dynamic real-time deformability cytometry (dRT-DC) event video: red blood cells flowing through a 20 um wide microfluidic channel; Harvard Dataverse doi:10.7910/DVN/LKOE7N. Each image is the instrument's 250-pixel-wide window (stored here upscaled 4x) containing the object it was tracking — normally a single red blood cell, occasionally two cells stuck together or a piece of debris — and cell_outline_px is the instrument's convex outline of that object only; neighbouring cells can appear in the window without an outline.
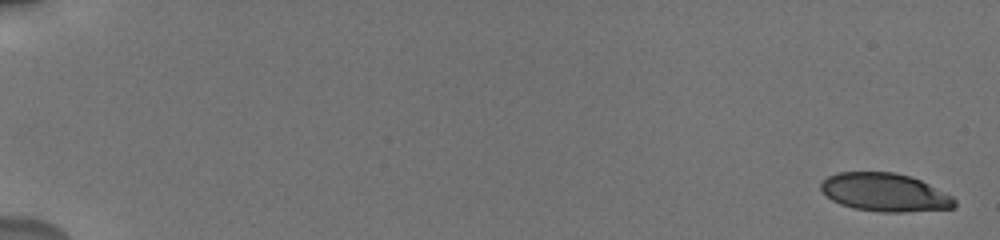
{"species": "human", "species_latin": "Homo sapiens", "temperature_condition": "cold", "stored_images_in_passage": 35, "camera_frame_rate_fps": 3000, "um_per_image_px": 0.085, "donor": {"sex": "male"}, "frame": {"image": 1, "passage_image": 1, "time_ms": 0.0, "image_size_px": [1000, 240], "cell_outline_px": [[956, 208], [904, 212], [880, 212], [852, 208], [840, 204], [832, 200], [820, 188], [820, 184], [828, 176], [836, 172], [896, 172], [912, 176], [952, 196], [956, 200]], "centroid_in_image_um": [75.22, 16.35], "position_along_channel_um": 9.8, "area_um2": 29.88}}
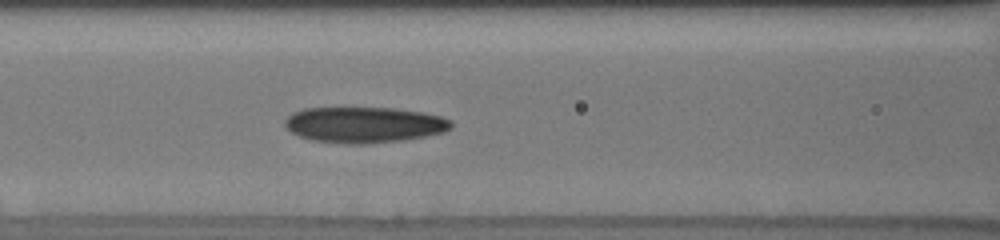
{"frame": {"image": 2, "passage_image": 21, "time_ms": 8.333, "image_size_px": [1000, 240], "cell_outline_px": [[452, 128], [444, 132], [404, 140], [364, 144], [348, 144], [312, 140], [300, 136], [292, 132], [284, 124], [284, 120], [292, 112], [304, 108], [392, 108], [424, 112], [440, 116], [452, 120]], "centroid_in_image_um": [30.97, 10.6], "position_along_channel_um": 135.6, "area_um2": 34.8}}
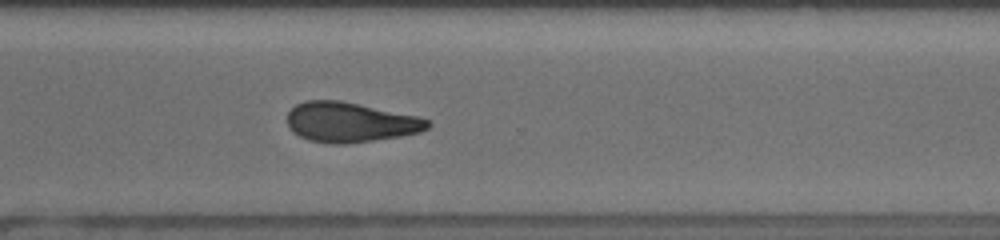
{"frame": {"image": 3, "passage_image": 35, "time_ms": 13.667, "image_size_px": [1000, 240], "cell_outline_px": [[432, 124], [428, 128], [420, 132], [400, 136], [344, 144], [328, 144], [308, 140], [292, 132], [288, 128], [288, 112], [296, 104], [304, 100], [340, 100], [416, 116], [428, 120]], "centroid_in_image_um": [29.73, 10.39], "position_along_channel_um": 340.9, "area_um2": 32.6}}